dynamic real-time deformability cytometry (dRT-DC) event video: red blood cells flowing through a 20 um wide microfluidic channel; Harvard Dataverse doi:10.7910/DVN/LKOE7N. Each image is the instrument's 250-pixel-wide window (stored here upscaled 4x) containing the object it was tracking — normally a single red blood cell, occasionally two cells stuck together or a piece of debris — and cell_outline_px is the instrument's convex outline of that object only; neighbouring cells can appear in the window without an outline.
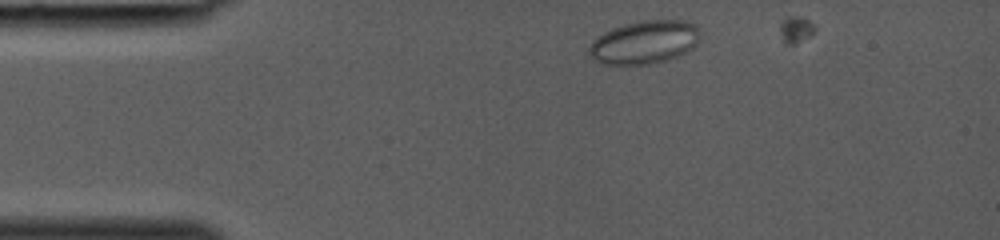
{"species": "common noctule bat (a hibernating species)", "species_latin": "Nyctalus noctula", "temperature_condition": "room temperature", "stored_images_in_passage": 30, "camera_frame_rate_fps": 3000, "um_per_image_px": 0.085, "animal": {"sex": "female", "body_mass_g": 19.0, "forearm_length_mm": 53.3}, "frame": {"image": 1, "passage_image": 2, "time_ms": 0.333, "image_size_px": [1000, 240], "cell_outline_px": [[700, 40], [692, 48], [668, 60], [648, 64], [604, 64], [596, 60], [588, 52], [588, 48], [592, 40], [604, 32], [612, 28], [624, 24], [640, 20], [684, 20], [696, 24], [700, 32]], "centroid_in_image_um": [54.79, 3.57], "position_along_channel_um": 30.2, "area_um2": 28.03}}
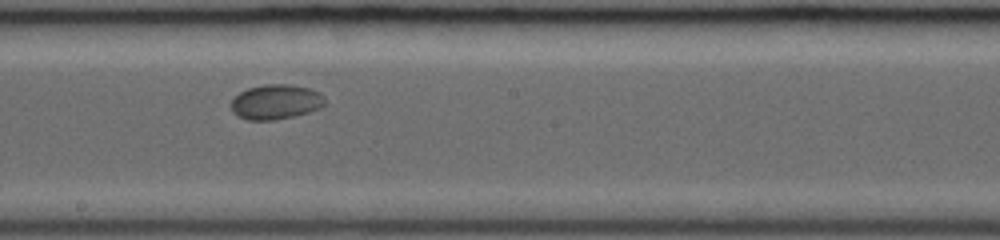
{"frame": {"image": 2, "passage_image": 17, "time_ms": 5.333, "image_size_px": [1000, 240], "cell_outline_px": [[324, 104], [320, 108], [296, 116], [272, 120], [248, 120], [232, 112], [232, 100], [240, 92], [248, 88], [264, 84], [288, 84], [308, 88], [324, 96]], "centroid_in_image_um": [23.44, 8.66], "position_along_channel_um": 224.8, "area_um2": 18.84}}
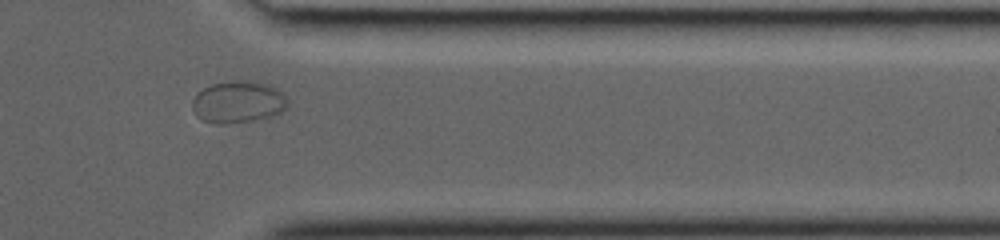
{"frame": {"image": 3, "passage_image": 27, "time_ms": 8.667, "image_size_px": [1000, 240], "cell_outline_px": [[288, 108], [284, 112], [272, 116], [252, 120], [224, 124], [212, 124], [200, 120], [196, 116], [192, 108], [192, 100], [204, 88], [212, 84], [268, 84], [276, 88], [288, 100]], "centroid_in_image_um": [20.24, 8.76], "position_along_channel_um": 391.2, "area_um2": 22.54}}